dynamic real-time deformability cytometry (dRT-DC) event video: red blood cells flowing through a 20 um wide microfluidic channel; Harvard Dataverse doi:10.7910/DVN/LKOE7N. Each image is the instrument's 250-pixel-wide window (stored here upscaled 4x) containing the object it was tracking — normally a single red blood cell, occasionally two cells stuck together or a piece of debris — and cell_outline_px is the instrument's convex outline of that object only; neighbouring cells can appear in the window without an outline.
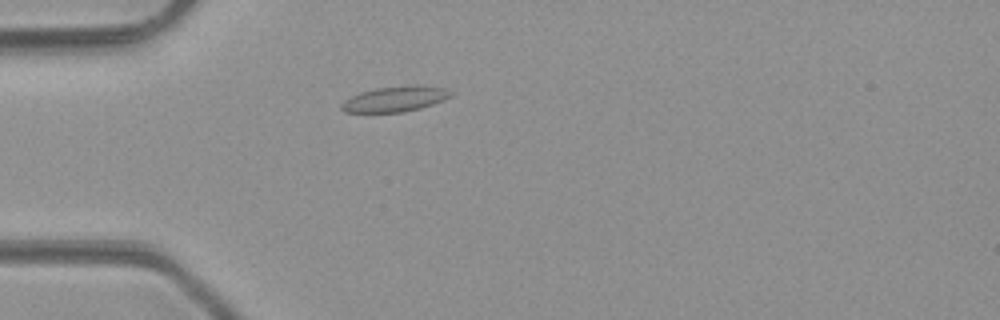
{"species": "common noctule bat (a hibernating species)", "species_latin": "Nyctalus noctula", "temperature_condition": "room temperature", "stored_images_in_passage": 45, "camera_frame_rate_fps": 3000, "um_per_image_px": 0.085, "animal": {"sex": "male", "body_mass_g": 23.1, "forearm_length_mm": 52.7}, "frame": {"image": 1, "passage_image": 10, "time_ms": 3.0, "image_size_px": [1000, 320], "cell_outline_px": [[452, 96], [444, 100], [420, 108], [400, 112], [344, 112], [340, 108], [340, 104], [344, 100], [360, 92], [376, 88], [412, 84], [424, 84], [444, 88], [452, 92]], "centroid_in_image_um": [33.6, 8.39], "position_along_channel_um": 51.4, "area_um2": 16.36}}
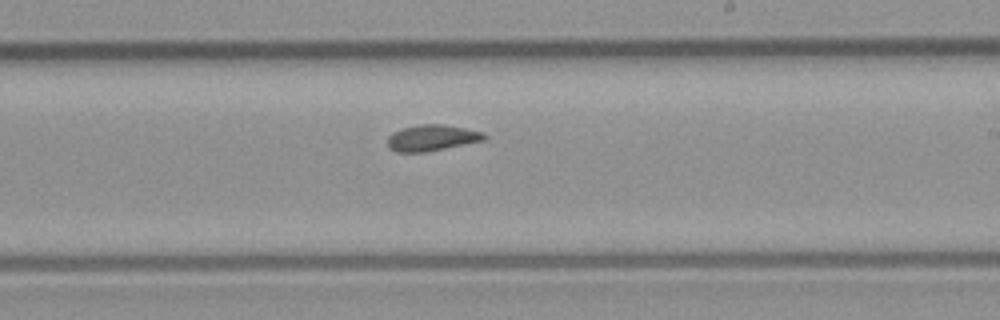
{"frame": {"image": 2, "passage_image": 25, "time_ms": 8.0, "image_size_px": [1000, 320], "cell_outline_px": [[488, 136], [484, 140], [424, 152], [396, 152], [388, 148], [388, 136], [392, 132], [400, 128], [420, 124], [444, 124], [484, 132]], "centroid_in_image_um": [36.68, 11.7], "position_along_channel_um": 252.3, "area_um2": 14.74}}
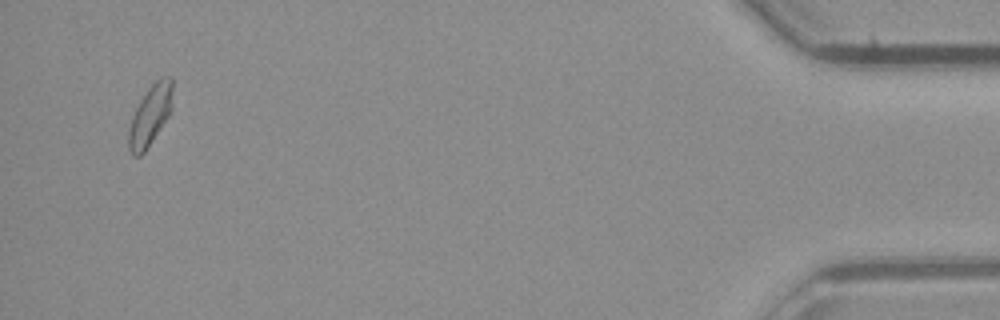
{"frame": {"image": 3, "passage_image": 43, "time_ms": 14.0, "image_size_px": [1000, 320], "cell_outline_px": [[172, 108], [168, 116], [144, 152], [140, 156], [132, 156], [128, 148], [128, 128], [132, 116], [140, 100], [148, 88], [160, 76], [172, 76]], "centroid_in_image_um": [12.75, 9.78], "position_along_channel_um": 422.4, "area_um2": 15.43}, "authors_computed_cell_mechanics": {"area_um2": 14.8546, "velocity_mm_per_s": 4.234, "shape_relaxation_time_tau1_ms": null, "shape_relaxation_time_tau2_ms": 2.0986, "deformation_change_tau1": null, "deformation_change_tau2": 0.0555}}